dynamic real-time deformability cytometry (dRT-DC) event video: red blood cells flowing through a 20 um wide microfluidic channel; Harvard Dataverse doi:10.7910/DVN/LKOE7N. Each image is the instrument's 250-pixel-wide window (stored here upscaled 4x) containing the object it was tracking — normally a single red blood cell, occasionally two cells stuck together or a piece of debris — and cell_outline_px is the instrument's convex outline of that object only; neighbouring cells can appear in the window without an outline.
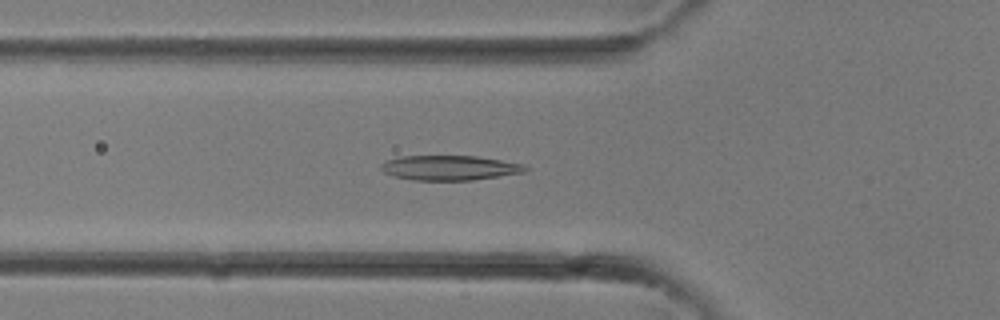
{"species": "common noctule bat (a hibernating species)", "species_latin": "Nyctalus noctula", "temperature_condition": "room temperature", "stored_images_in_passage": 33, "camera_frame_rate_fps": 3000, "um_per_image_px": 0.085, "animal": {"sex": "female"}, "frame": {"image": 1, "passage_image": 12, "time_ms": 3.667, "image_size_px": [1000, 320], "cell_outline_px": [[532, 168], [524, 172], [472, 180], [412, 180], [392, 176], [384, 172], [380, 168], [380, 164], [388, 160], [400, 156], [476, 156], [524, 164]], "centroid_in_image_um": [38.21, 14.26], "position_along_channel_um": 87.6, "area_um2": 20.87}}
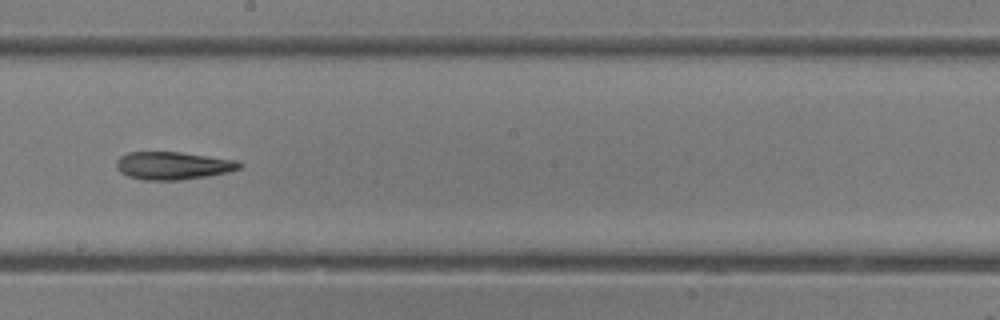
{"frame": {"image": 2, "passage_image": 19, "time_ms": 6.0, "image_size_px": [1000, 320], "cell_outline_px": [[244, 164], [240, 168], [228, 172], [208, 176], [180, 180], [144, 180], [128, 176], [120, 172], [116, 168], [116, 160], [120, 156], [128, 152], [180, 152], [236, 160]], "centroid_in_image_um": [14.69, 14.08], "position_along_channel_um": 233.5, "area_um2": 20.0}}
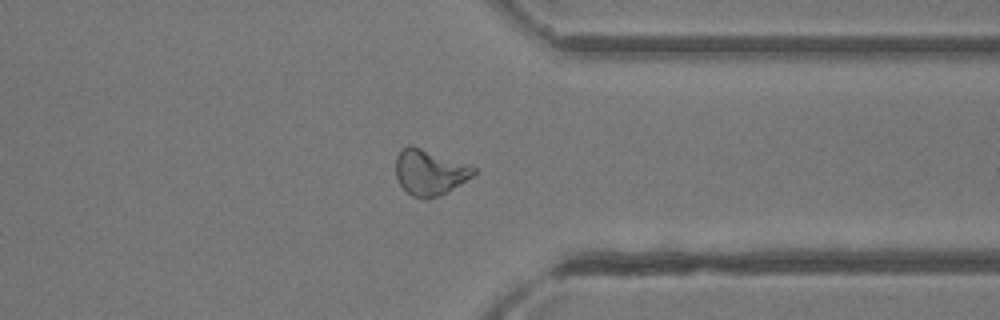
{"frame": {"image": 3, "passage_image": 26, "time_ms": 8.333, "image_size_px": [1000, 320], "cell_outline_px": [[476, 172], [472, 176], [448, 192], [440, 196], [428, 200], [424, 200], [412, 196], [400, 184], [396, 176], [396, 156], [400, 148], [408, 144], [412, 144], [472, 164], [476, 168]], "centroid_in_image_um": [36.54, 14.62], "position_along_channel_um": 374.9, "area_um2": 21.39}}